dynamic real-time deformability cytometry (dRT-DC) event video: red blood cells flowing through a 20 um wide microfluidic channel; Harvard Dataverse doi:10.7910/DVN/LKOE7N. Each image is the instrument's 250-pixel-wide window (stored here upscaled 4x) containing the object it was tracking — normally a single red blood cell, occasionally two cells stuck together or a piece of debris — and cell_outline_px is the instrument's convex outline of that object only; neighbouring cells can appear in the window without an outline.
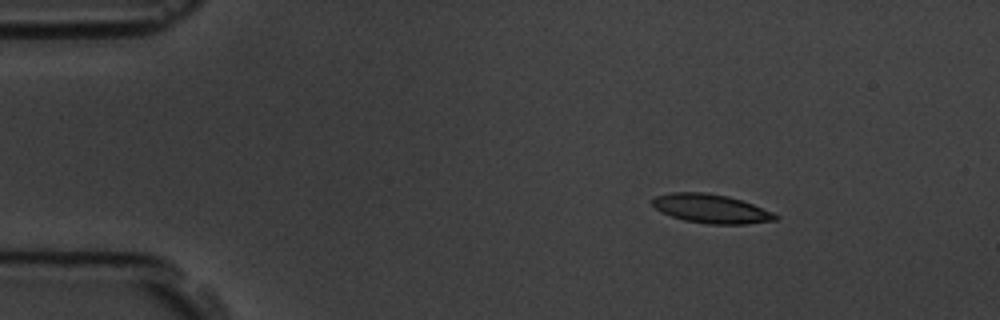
{"species": "common noctule bat (a hibernating species)", "species_latin": "Nyctalus noctula", "temperature_condition": "room temperature", "stored_images_in_passage": 5, "camera_frame_rate_fps": 3000, "um_per_image_px": 0.085, "animal": {"sex": "male", "body_mass_g": 19.5, "forearm_length_mm": 54.6}, "frame": {"image": 1, "passage_image": 1, "time_ms": 0.0, "image_size_px": [1000, 320], "cell_outline_px": [[780, 216], [776, 220], [744, 224], [708, 224], [684, 220], [660, 212], [652, 204], [652, 200], [656, 196], [672, 192], [704, 192], [728, 196], [752, 204], [772, 212]], "centroid_in_image_um": [60.43, 17.74], "position_along_channel_um": 24.6, "area_um2": 20.58}}
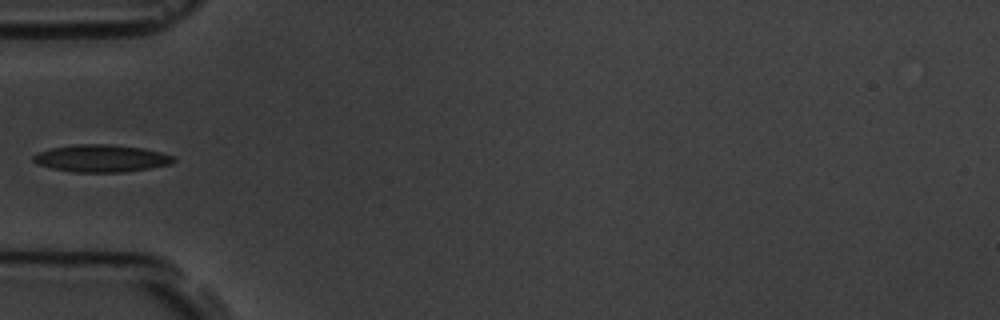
{"frame": {"image": 2, "passage_image": 4, "time_ms": 3.333, "image_size_px": [1000, 320], "cell_outline_px": [[176, 160], [172, 164], [124, 172], [72, 172], [52, 168], [36, 164], [32, 160], [32, 156], [40, 152], [52, 148], [76, 144], [112, 144], [144, 148], [160, 152], [172, 156]], "centroid_in_image_um": [8.61, 13.46], "position_along_channel_um": 76.4, "area_um2": 22.31}}
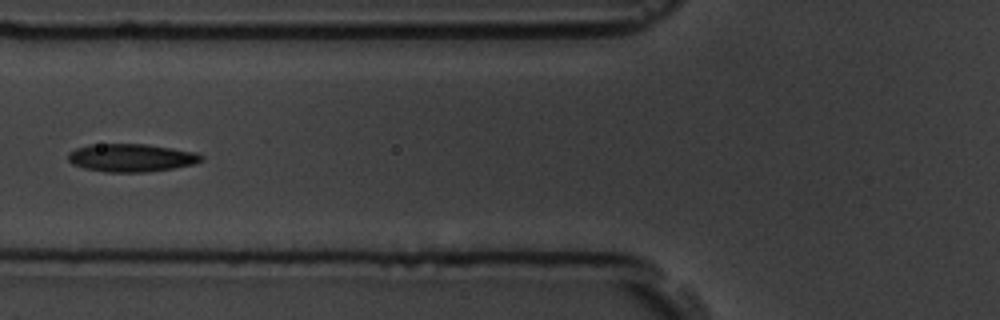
{"frame": {"image": 3, "passage_image": 5, "time_ms": 4.333, "image_size_px": [1000, 320], "cell_outline_px": [[204, 160], [192, 164], [172, 168], [148, 172], [108, 172], [84, 168], [72, 164], [68, 160], [68, 152], [76, 148], [88, 144], [148, 144], [196, 152], [204, 156]], "centroid_in_image_um": [11.15, 13.4], "position_along_channel_um": 114.7, "area_um2": 21.79}}